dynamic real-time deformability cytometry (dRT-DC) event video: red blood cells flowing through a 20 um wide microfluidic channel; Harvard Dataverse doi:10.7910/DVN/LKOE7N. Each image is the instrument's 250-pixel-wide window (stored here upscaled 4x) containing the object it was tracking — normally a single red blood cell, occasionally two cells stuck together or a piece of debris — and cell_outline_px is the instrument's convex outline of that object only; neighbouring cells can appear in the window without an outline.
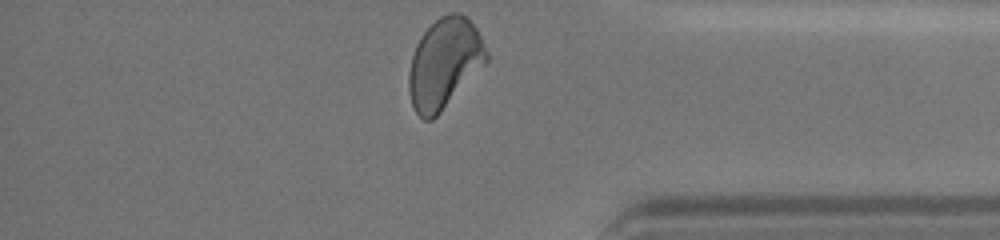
{"species": "human", "species_latin": "Homo sapiens", "temperature_condition": "cold", "stored_images_in_passage": 29, "camera_frame_rate_fps": 3000, "um_per_image_px": 0.085, "donor": {"sex": "female"}, "frame": {"image": 1, "passage_image": 29, "time_ms": 9.333, "image_size_px": [1000, 240], "cell_outline_px": [[488, 60], [440, 112], [432, 120], [424, 120], [416, 112], [412, 104], [408, 92], [408, 72], [412, 56], [416, 44], [420, 36], [440, 16], [448, 12], [460, 12], [468, 16], [476, 28], [488, 52]], "centroid_in_image_um": [37.75, 5.35], "position_along_channel_um": 397.4, "area_um2": 40.52}, "authors_computed_cell_mechanics": {"area_um2": 40.6912, "velocity_mm_per_s": 3.6145, "shape_relaxation_time_tau1_ms": 4.2196, "shape_relaxation_time_tau2_ms": 0.8004, "deformation_change_tau1": 0.1326, "deformation_change_tau2": 0.0512}}